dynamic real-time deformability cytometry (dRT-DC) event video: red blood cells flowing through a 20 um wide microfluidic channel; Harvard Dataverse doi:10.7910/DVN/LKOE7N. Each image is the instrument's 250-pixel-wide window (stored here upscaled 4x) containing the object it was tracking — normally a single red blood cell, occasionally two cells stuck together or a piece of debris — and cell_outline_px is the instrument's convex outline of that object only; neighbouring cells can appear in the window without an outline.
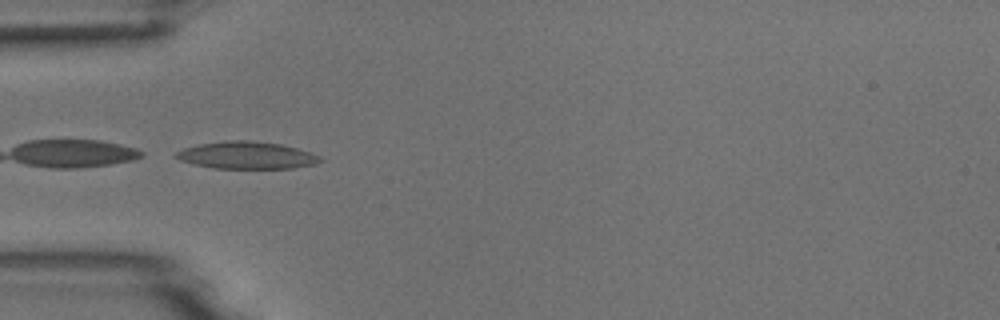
{"species": "common noctule bat (a hibernating species)", "species_latin": "Nyctalus noctula", "temperature_condition": "room temperature", "stored_images_in_passage": 35, "camera_frame_rate_fps": 3000, "um_per_image_px": 0.085, "animal": {"sex": "male", "body_mass_g": 18.8}, "frame": {"image": 1, "passage_image": 1, "time_ms": 0.0, "image_size_px": [1000, 320], "cell_outline_px": [[324, 160], [316, 164], [292, 168], [212, 168], [180, 160], [172, 156], [176, 152], [184, 148], [200, 144], [224, 140], [252, 140], [280, 144], [296, 148], [320, 156]], "centroid_in_image_um": [20.96, 13.19], "position_along_channel_um": 64.0, "area_um2": 22.83}}